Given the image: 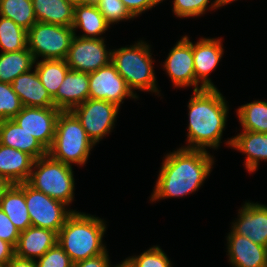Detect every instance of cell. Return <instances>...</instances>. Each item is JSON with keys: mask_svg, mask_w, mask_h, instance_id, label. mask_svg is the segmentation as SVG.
<instances>
[{"mask_svg": "<svg viewBox=\"0 0 267 267\" xmlns=\"http://www.w3.org/2000/svg\"><path fill=\"white\" fill-rule=\"evenodd\" d=\"M23 107L11 84L0 82V120L13 119Z\"/></svg>", "mask_w": 267, "mask_h": 267, "instance_id": "33", "label": "cell"}, {"mask_svg": "<svg viewBox=\"0 0 267 267\" xmlns=\"http://www.w3.org/2000/svg\"><path fill=\"white\" fill-rule=\"evenodd\" d=\"M107 252L108 251L96 257L77 262L73 264V267H111Z\"/></svg>", "mask_w": 267, "mask_h": 267, "instance_id": "38", "label": "cell"}, {"mask_svg": "<svg viewBox=\"0 0 267 267\" xmlns=\"http://www.w3.org/2000/svg\"><path fill=\"white\" fill-rule=\"evenodd\" d=\"M13 91L20 98L23 106L28 107H55L53 98L41 83L34 69L19 75L11 83Z\"/></svg>", "mask_w": 267, "mask_h": 267, "instance_id": "19", "label": "cell"}, {"mask_svg": "<svg viewBox=\"0 0 267 267\" xmlns=\"http://www.w3.org/2000/svg\"><path fill=\"white\" fill-rule=\"evenodd\" d=\"M187 149H217L226 126L229 107L217 88L193 90L188 103Z\"/></svg>", "mask_w": 267, "mask_h": 267, "instance_id": "2", "label": "cell"}, {"mask_svg": "<svg viewBox=\"0 0 267 267\" xmlns=\"http://www.w3.org/2000/svg\"><path fill=\"white\" fill-rule=\"evenodd\" d=\"M150 50V46L142 40L133 46L112 50L111 62L133 94L138 89L159 94Z\"/></svg>", "mask_w": 267, "mask_h": 267, "instance_id": "5", "label": "cell"}, {"mask_svg": "<svg viewBox=\"0 0 267 267\" xmlns=\"http://www.w3.org/2000/svg\"><path fill=\"white\" fill-rule=\"evenodd\" d=\"M36 72L43 86L53 98L70 69L65 60L50 59L35 61Z\"/></svg>", "mask_w": 267, "mask_h": 267, "instance_id": "27", "label": "cell"}, {"mask_svg": "<svg viewBox=\"0 0 267 267\" xmlns=\"http://www.w3.org/2000/svg\"><path fill=\"white\" fill-rule=\"evenodd\" d=\"M15 255V248L8 242L0 239V264L6 265Z\"/></svg>", "mask_w": 267, "mask_h": 267, "instance_id": "39", "label": "cell"}, {"mask_svg": "<svg viewBox=\"0 0 267 267\" xmlns=\"http://www.w3.org/2000/svg\"><path fill=\"white\" fill-rule=\"evenodd\" d=\"M211 0H174L173 12L180 18L197 17L204 14L208 9H218L225 6L224 0H214L208 6ZM209 7V8H208Z\"/></svg>", "mask_w": 267, "mask_h": 267, "instance_id": "31", "label": "cell"}, {"mask_svg": "<svg viewBox=\"0 0 267 267\" xmlns=\"http://www.w3.org/2000/svg\"><path fill=\"white\" fill-rule=\"evenodd\" d=\"M129 12L137 17L142 14V12L153 8L157 4L161 3L163 0H121Z\"/></svg>", "mask_w": 267, "mask_h": 267, "instance_id": "37", "label": "cell"}, {"mask_svg": "<svg viewBox=\"0 0 267 267\" xmlns=\"http://www.w3.org/2000/svg\"><path fill=\"white\" fill-rule=\"evenodd\" d=\"M126 97L138 98L137 94H133L128 88L112 62L89 73L90 99L105 100L120 107Z\"/></svg>", "mask_w": 267, "mask_h": 267, "instance_id": "11", "label": "cell"}, {"mask_svg": "<svg viewBox=\"0 0 267 267\" xmlns=\"http://www.w3.org/2000/svg\"><path fill=\"white\" fill-rule=\"evenodd\" d=\"M213 164L214 158L207 150L182 146L166 154L150 201L183 197L199 190Z\"/></svg>", "mask_w": 267, "mask_h": 267, "instance_id": "1", "label": "cell"}, {"mask_svg": "<svg viewBox=\"0 0 267 267\" xmlns=\"http://www.w3.org/2000/svg\"><path fill=\"white\" fill-rule=\"evenodd\" d=\"M93 3L109 25L135 18L121 0H94Z\"/></svg>", "mask_w": 267, "mask_h": 267, "instance_id": "34", "label": "cell"}, {"mask_svg": "<svg viewBox=\"0 0 267 267\" xmlns=\"http://www.w3.org/2000/svg\"><path fill=\"white\" fill-rule=\"evenodd\" d=\"M237 116L243 131L267 133V102L255 100L242 105Z\"/></svg>", "mask_w": 267, "mask_h": 267, "instance_id": "28", "label": "cell"}, {"mask_svg": "<svg viewBox=\"0 0 267 267\" xmlns=\"http://www.w3.org/2000/svg\"><path fill=\"white\" fill-rule=\"evenodd\" d=\"M103 15L97 9L94 3L76 5L74 8V21L72 29L81 28L84 34L78 36L81 38H103L100 37L109 28ZM99 36V37H98Z\"/></svg>", "mask_w": 267, "mask_h": 267, "instance_id": "24", "label": "cell"}, {"mask_svg": "<svg viewBox=\"0 0 267 267\" xmlns=\"http://www.w3.org/2000/svg\"><path fill=\"white\" fill-rule=\"evenodd\" d=\"M25 194L31 225L53 230L57 234L66 219L76 210H68L62 201L53 199L31 187L27 182L16 184Z\"/></svg>", "mask_w": 267, "mask_h": 267, "instance_id": "8", "label": "cell"}, {"mask_svg": "<svg viewBox=\"0 0 267 267\" xmlns=\"http://www.w3.org/2000/svg\"><path fill=\"white\" fill-rule=\"evenodd\" d=\"M6 267H37L35 260L18 257L14 255L6 264Z\"/></svg>", "mask_w": 267, "mask_h": 267, "instance_id": "40", "label": "cell"}, {"mask_svg": "<svg viewBox=\"0 0 267 267\" xmlns=\"http://www.w3.org/2000/svg\"><path fill=\"white\" fill-rule=\"evenodd\" d=\"M28 31L18 26L13 20L0 16L1 52L24 50L28 47Z\"/></svg>", "mask_w": 267, "mask_h": 267, "instance_id": "30", "label": "cell"}, {"mask_svg": "<svg viewBox=\"0 0 267 267\" xmlns=\"http://www.w3.org/2000/svg\"><path fill=\"white\" fill-rule=\"evenodd\" d=\"M60 111L55 107L24 106L13 120L48 150L53 143L56 121Z\"/></svg>", "mask_w": 267, "mask_h": 267, "instance_id": "12", "label": "cell"}, {"mask_svg": "<svg viewBox=\"0 0 267 267\" xmlns=\"http://www.w3.org/2000/svg\"><path fill=\"white\" fill-rule=\"evenodd\" d=\"M163 66L176 88L195 87L193 43L188 36H183L171 48Z\"/></svg>", "mask_w": 267, "mask_h": 267, "instance_id": "14", "label": "cell"}, {"mask_svg": "<svg viewBox=\"0 0 267 267\" xmlns=\"http://www.w3.org/2000/svg\"><path fill=\"white\" fill-rule=\"evenodd\" d=\"M36 20L61 26H72L75 6L69 0H32Z\"/></svg>", "mask_w": 267, "mask_h": 267, "instance_id": "23", "label": "cell"}, {"mask_svg": "<svg viewBox=\"0 0 267 267\" xmlns=\"http://www.w3.org/2000/svg\"><path fill=\"white\" fill-rule=\"evenodd\" d=\"M74 6L76 5H83V4H90L93 3L94 0H69Z\"/></svg>", "mask_w": 267, "mask_h": 267, "instance_id": "42", "label": "cell"}, {"mask_svg": "<svg viewBox=\"0 0 267 267\" xmlns=\"http://www.w3.org/2000/svg\"><path fill=\"white\" fill-rule=\"evenodd\" d=\"M89 99V73L69 69L57 94L53 97L55 108L70 111Z\"/></svg>", "mask_w": 267, "mask_h": 267, "instance_id": "17", "label": "cell"}, {"mask_svg": "<svg viewBox=\"0 0 267 267\" xmlns=\"http://www.w3.org/2000/svg\"><path fill=\"white\" fill-rule=\"evenodd\" d=\"M235 234L249 238L256 244L267 247V205L245 202L232 222Z\"/></svg>", "mask_w": 267, "mask_h": 267, "instance_id": "15", "label": "cell"}, {"mask_svg": "<svg viewBox=\"0 0 267 267\" xmlns=\"http://www.w3.org/2000/svg\"><path fill=\"white\" fill-rule=\"evenodd\" d=\"M57 238L58 234L53 230L30 226L20 232L15 255L29 260L39 259L57 243Z\"/></svg>", "mask_w": 267, "mask_h": 267, "instance_id": "18", "label": "cell"}, {"mask_svg": "<svg viewBox=\"0 0 267 267\" xmlns=\"http://www.w3.org/2000/svg\"><path fill=\"white\" fill-rule=\"evenodd\" d=\"M229 262L234 267H267V247L230 230L227 236Z\"/></svg>", "mask_w": 267, "mask_h": 267, "instance_id": "16", "label": "cell"}, {"mask_svg": "<svg viewBox=\"0 0 267 267\" xmlns=\"http://www.w3.org/2000/svg\"><path fill=\"white\" fill-rule=\"evenodd\" d=\"M34 160L26 152L0 144V174L12 184L28 181Z\"/></svg>", "mask_w": 267, "mask_h": 267, "instance_id": "21", "label": "cell"}, {"mask_svg": "<svg viewBox=\"0 0 267 267\" xmlns=\"http://www.w3.org/2000/svg\"><path fill=\"white\" fill-rule=\"evenodd\" d=\"M221 41L222 39L218 38H201L197 43H193L194 91L217 88L208 76L217 67L224 54Z\"/></svg>", "mask_w": 267, "mask_h": 267, "instance_id": "13", "label": "cell"}, {"mask_svg": "<svg viewBox=\"0 0 267 267\" xmlns=\"http://www.w3.org/2000/svg\"><path fill=\"white\" fill-rule=\"evenodd\" d=\"M226 144L247 155L244 164L249 173L258 169L260 160L267 161V133L243 131Z\"/></svg>", "mask_w": 267, "mask_h": 267, "instance_id": "22", "label": "cell"}, {"mask_svg": "<svg viewBox=\"0 0 267 267\" xmlns=\"http://www.w3.org/2000/svg\"><path fill=\"white\" fill-rule=\"evenodd\" d=\"M119 109L114 103L89 98L71 111L79 119L91 141L97 144L114 128Z\"/></svg>", "mask_w": 267, "mask_h": 267, "instance_id": "9", "label": "cell"}, {"mask_svg": "<svg viewBox=\"0 0 267 267\" xmlns=\"http://www.w3.org/2000/svg\"><path fill=\"white\" fill-rule=\"evenodd\" d=\"M93 146L95 144L88 137L76 115L71 110L60 111L53 143L47 154L62 163L83 166Z\"/></svg>", "mask_w": 267, "mask_h": 267, "instance_id": "4", "label": "cell"}, {"mask_svg": "<svg viewBox=\"0 0 267 267\" xmlns=\"http://www.w3.org/2000/svg\"><path fill=\"white\" fill-rule=\"evenodd\" d=\"M233 1H237V0H224V3L228 5L229 3L233 2Z\"/></svg>", "mask_w": 267, "mask_h": 267, "instance_id": "44", "label": "cell"}, {"mask_svg": "<svg viewBox=\"0 0 267 267\" xmlns=\"http://www.w3.org/2000/svg\"><path fill=\"white\" fill-rule=\"evenodd\" d=\"M104 38H81L74 36L65 61L74 71L91 73L108 65L112 50L107 51Z\"/></svg>", "mask_w": 267, "mask_h": 267, "instance_id": "10", "label": "cell"}, {"mask_svg": "<svg viewBox=\"0 0 267 267\" xmlns=\"http://www.w3.org/2000/svg\"><path fill=\"white\" fill-rule=\"evenodd\" d=\"M37 267H73L69 255L58 242L51 247L41 258L35 260Z\"/></svg>", "mask_w": 267, "mask_h": 267, "instance_id": "35", "label": "cell"}, {"mask_svg": "<svg viewBox=\"0 0 267 267\" xmlns=\"http://www.w3.org/2000/svg\"><path fill=\"white\" fill-rule=\"evenodd\" d=\"M105 231L101 218L74 211L59 231L57 242L75 264L107 251L102 241Z\"/></svg>", "mask_w": 267, "mask_h": 267, "instance_id": "3", "label": "cell"}, {"mask_svg": "<svg viewBox=\"0 0 267 267\" xmlns=\"http://www.w3.org/2000/svg\"><path fill=\"white\" fill-rule=\"evenodd\" d=\"M0 16L27 31L37 22L32 0H0Z\"/></svg>", "mask_w": 267, "mask_h": 267, "instance_id": "29", "label": "cell"}, {"mask_svg": "<svg viewBox=\"0 0 267 267\" xmlns=\"http://www.w3.org/2000/svg\"><path fill=\"white\" fill-rule=\"evenodd\" d=\"M114 267H129V266L126 264L125 261H122V263H120V264H118V265H116Z\"/></svg>", "mask_w": 267, "mask_h": 267, "instance_id": "43", "label": "cell"}, {"mask_svg": "<svg viewBox=\"0 0 267 267\" xmlns=\"http://www.w3.org/2000/svg\"><path fill=\"white\" fill-rule=\"evenodd\" d=\"M0 144L23 151L35 160L47 155V150L13 119L0 120Z\"/></svg>", "mask_w": 267, "mask_h": 267, "instance_id": "20", "label": "cell"}, {"mask_svg": "<svg viewBox=\"0 0 267 267\" xmlns=\"http://www.w3.org/2000/svg\"><path fill=\"white\" fill-rule=\"evenodd\" d=\"M72 165L54 160L48 154L34 160L27 183L49 197L66 205L74 198V175Z\"/></svg>", "mask_w": 267, "mask_h": 267, "instance_id": "6", "label": "cell"}, {"mask_svg": "<svg viewBox=\"0 0 267 267\" xmlns=\"http://www.w3.org/2000/svg\"><path fill=\"white\" fill-rule=\"evenodd\" d=\"M35 59L28 47L24 50L0 53V82L11 84L19 75L30 71Z\"/></svg>", "mask_w": 267, "mask_h": 267, "instance_id": "26", "label": "cell"}, {"mask_svg": "<svg viewBox=\"0 0 267 267\" xmlns=\"http://www.w3.org/2000/svg\"><path fill=\"white\" fill-rule=\"evenodd\" d=\"M19 235L20 231L0 208V239L10 243L15 248Z\"/></svg>", "mask_w": 267, "mask_h": 267, "instance_id": "36", "label": "cell"}, {"mask_svg": "<svg viewBox=\"0 0 267 267\" xmlns=\"http://www.w3.org/2000/svg\"><path fill=\"white\" fill-rule=\"evenodd\" d=\"M129 267H172L167 254L159 247L153 246L138 256L124 260Z\"/></svg>", "mask_w": 267, "mask_h": 267, "instance_id": "32", "label": "cell"}, {"mask_svg": "<svg viewBox=\"0 0 267 267\" xmlns=\"http://www.w3.org/2000/svg\"><path fill=\"white\" fill-rule=\"evenodd\" d=\"M0 208L20 232L32 226L25 194L16 184H12L0 198Z\"/></svg>", "mask_w": 267, "mask_h": 267, "instance_id": "25", "label": "cell"}, {"mask_svg": "<svg viewBox=\"0 0 267 267\" xmlns=\"http://www.w3.org/2000/svg\"><path fill=\"white\" fill-rule=\"evenodd\" d=\"M75 35L72 27L37 21L27 33L28 49L35 61L38 57L65 60Z\"/></svg>", "mask_w": 267, "mask_h": 267, "instance_id": "7", "label": "cell"}, {"mask_svg": "<svg viewBox=\"0 0 267 267\" xmlns=\"http://www.w3.org/2000/svg\"><path fill=\"white\" fill-rule=\"evenodd\" d=\"M12 183L0 174V198L11 187Z\"/></svg>", "mask_w": 267, "mask_h": 267, "instance_id": "41", "label": "cell"}]
</instances>
